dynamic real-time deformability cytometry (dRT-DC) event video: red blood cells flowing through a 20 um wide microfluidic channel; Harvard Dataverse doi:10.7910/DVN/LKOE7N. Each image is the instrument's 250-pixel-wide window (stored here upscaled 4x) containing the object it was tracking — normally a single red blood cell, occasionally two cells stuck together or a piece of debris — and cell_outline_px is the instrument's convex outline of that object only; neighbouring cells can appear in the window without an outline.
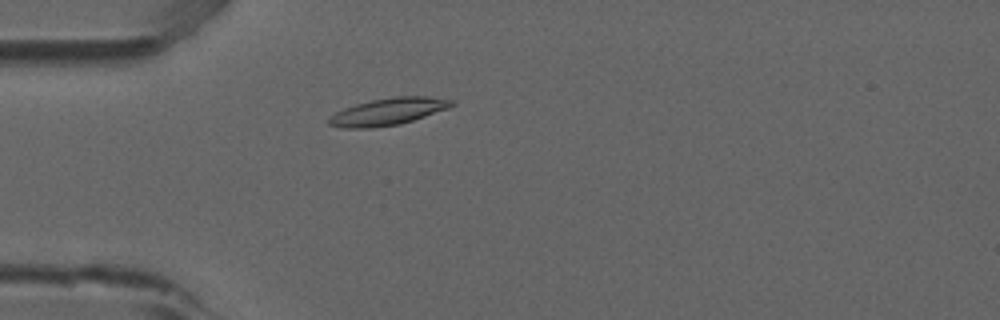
{"species": "common noctule bat (a hibernating species)", "species_latin": "Nyctalus noctula", "temperature_condition": "room temperature", "stored_images_in_passage": 38, "camera_frame_rate_fps": 3000, "um_per_image_px": 0.085, "animal": {"sex": "male", "forearm_length_mm": 52.5}, "frame": {"image": 1, "passage_image": 7, "time_ms": 2.0, "image_size_px": [1000, 320], "cell_outline_px": [[456, 104], [448, 108], [400, 124], [372, 128], [340, 128], [328, 124], [328, 120], [336, 112], [344, 108], [356, 104], [372, 100], [396, 96], [428, 96], [456, 100]], "centroid_in_image_um": [33.01, 9.48], "position_along_channel_um": 52.0, "area_um2": 19.31}}
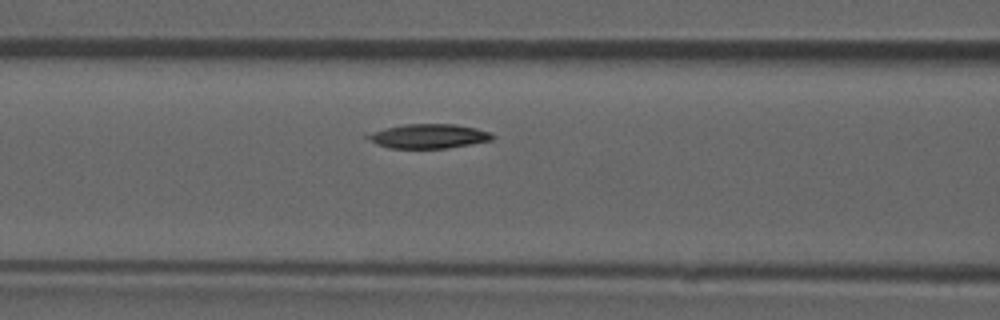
{"frame": {"image": 2, "passage_image": 14, "time_ms": 4.333, "image_size_px": [1000, 320], "cell_outline_px": [[496, 136], [492, 140], [448, 148], [388, 148], [376, 144], [364, 136], [388, 128], [404, 124], [456, 124], [476, 128], [488, 132]], "centroid_in_image_um": [36.47, 11.58], "position_along_channel_um": 130.1, "area_um2": 17.46}}
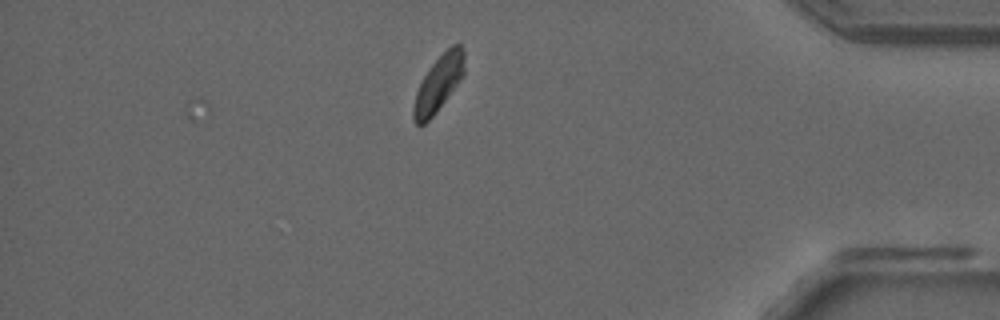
{"frame": {"image": 3, "passage_image": 38, "time_ms": 12.333, "image_size_px": [1000, 320], "cell_outline_px": [[464, 72], [460, 80], [436, 112], [420, 128], [416, 124], [412, 116], [412, 108], [416, 92], [428, 68], [452, 44], [460, 44], [464, 48]], "centroid_in_image_um": [37.25, 7.12], "position_along_channel_um": 397.9, "area_um2": 16.42}, "authors_computed_cell_mechanics": {"area_um2": 17.6579, "velocity_mm_per_s": 3.7929, "shape_relaxation_time_tau1_ms": 5.1162, "shape_relaxation_time_tau2_ms": null, "deformation_change_tau1": 0.1289, "deformation_change_tau2": null}}